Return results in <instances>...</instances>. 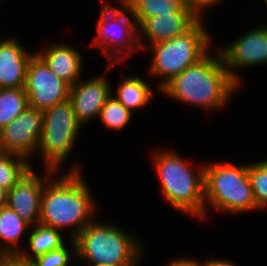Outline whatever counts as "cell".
I'll use <instances>...</instances> for the list:
<instances>
[{
	"label": "cell",
	"instance_id": "cell-5",
	"mask_svg": "<svg viewBox=\"0 0 267 266\" xmlns=\"http://www.w3.org/2000/svg\"><path fill=\"white\" fill-rule=\"evenodd\" d=\"M204 171L205 219L209 206L215 211L230 214L259 209L248 176V164L208 163Z\"/></svg>",
	"mask_w": 267,
	"mask_h": 266
},
{
	"label": "cell",
	"instance_id": "cell-28",
	"mask_svg": "<svg viewBox=\"0 0 267 266\" xmlns=\"http://www.w3.org/2000/svg\"><path fill=\"white\" fill-rule=\"evenodd\" d=\"M166 266H201V262L195 260L194 258H174L169 261Z\"/></svg>",
	"mask_w": 267,
	"mask_h": 266
},
{
	"label": "cell",
	"instance_id": "cell-4",
	"mask_svg": "<svg viewBox=\"0 0 267 266\" xmlns=\"http://www.w3.org/2000/svg\"><path fill=\"white\" fill-rule=\"evenodd\" d=\"M95 220L74 239L76 259L87 261L89 266H137L145 253L142 240L114 223Z\"/></svg>",
	"mask_w": 267,
	"mask_h": 266
},
{
	"label": "cell",
	"instance_id": "cell-12",
	"mask_svg": "<svg viewBox=\"0 0 267 266\" xmlns=\"http://www.w3.org/2000/svg\"><path fill=\"white\" fill-rule=\"evenodd\" d=\"M30 168L24 176L8 191L7 206L31 226L40 220L41 195L45 183L56 171L45 168L42 178ZM44 176V177H43Z\"/></svg>",
	"mask_w": 267,
	"mask_h": 266
},
{
	"label": "cell",
	"instance_id": "cell-16",
	"mask_svg": "<svg viewBox=\"0 0 267 266\" xmlns=\"http://www.w3.org/2000/svg\"><path fill=\"white\" fill-rule=\"evenodd\" d=\"M36 53L44 60L50 70L70 86L80 80L83 69V57L76 47L58 43L45 47Z\"/></svg>",
	"mask_w": 267,
	"mask_h": 266
},
{
	"label": "cell",
	"instance_id": "cell-8",
	"mask_svg": "<svg viewBox=\"0 0 267 266\" xmlns=\"http://www.w3.org/2000/svg\"><path fill=\"white\" fill-rule=\"evenodd\" d=\"M82 125L70 99L43 111V128L36 153L47 169L58 172L70 156Z\"/></svg>",
	"mask_w": 267,
	"mask_h": 266
},
{
	"label": "cell",
	"instance_id": "cell-9",
	"mask_svg": "<svg viewBox=\"0 0 267 266\" xmlns=\"http://www.w3.org/2000/svg\"><path fill=\"white\" fill-rule=\"evenodd\" d=\"M70 85L57 77L35 53L29 60L24 90L28 106L41 111L69 99Z\"/></svg>",
	"mask_w": 267,
	"mask_h": 266
},
{
	"label": "cell",
	"instance_id": "cell-14",
	"mask_svg": "<svg viewBox=\"0 0 267 266\" xmlns=\"http://www.w3.org/2000/svg\"><path fill=\"white\" fill-rule=\"evenodd\" d=\"M200 18L193 11H178L147 18L139 27V46L145 50L146 42L141 41L143 38L150 44H155L164 40L183 35L189 31Z\"/></svg>",
	"mask_w": 267,
	"mask_h": 266
},
{
	"label": "cell",
	"instance_id": "cell-17",
	"mask_svg": "<svg viewBox=\"0 0 267 266\" xmlns=\"http://www.w3.org/2000/svg\"><path fill=\"white\" fill-rule=\"evenodd\" d=\"M28 237V247L24 251H20L18 254L31 262L36 257L43 255L49 251L60 249L66 243L60 231L57 229L38 223L30 227Z\"/></svg>",
	"mask_w": 267,
	"mask_h": 266
},
{
	"label": "cell",
	"instance_id": "cell-13",
	"mask_svg": "<svg viewBox=\"0 0 267 266\" xmlns=\"http://www.w3.org/2000/svg\"><path fill=\"white\" fill-rule=\"evenodd\" d=\"M112 95V87L104 75L81 79L70 86L69 99L77 121L84 125L91 119H98L102 107Z\"/></svg>",
	"mask_w": 267,
	"mask_h": 266
},
{
	"label": "cell",
	"instance_id": "cell-26",
	"mask_svg": "<svg viewBox=\"0 0 267 266\" xmlns=\"http://www.w3.org/2000/svg\"><path fill=\"white\" fill-rule=\"evenodd\" d=\"M186 6L191 9L200 19H203V12L210 9L224 0H184ZM204 10V11H203Z\"/></svg>",
	"mask_w": 267,
	"mask_h": 266
},
{
	"label": "cell",
	"instance_id": "cell-25",
	"mask_svg": "<svg viewBox=\"0 0 267 266\" xmlns=\"http://www.w3.org/2000/svg\"><path fill=\"white\" fill-rule=\"evenodd\" d=\"M72 244L71 250H68L66 244L60 249L49 251L43 255L36 257L31 261L32 266H69L71 260L76 259V243L75 240H68Z\"/></svg>",
	"mask_w": 267,
	"mask_h": 266
},
{
	"label": "cell",
	"instance_id": "cell-20",
	"mask_svg": "<svg viewBox=\"0 0 267 266\" xmlns=\"http://www.w3.org/2000/svg\"><path fill=\"white\" fill-rule=\"evenodd\" d=\"M131 9L138 27L147 19L178 11H192L184 0H123Z\"/></svg>",
	"mask_w": 267,
	"mask_h": 266
},
{
	"label": "cell",
	"instance_id": "cell-3",
	"mask_svg": "<svg viewBox=\"0 0 267 266\" xmlns=\"http://www.w3.org/2000/svg\"><path fill=\"white\" fill-rule=\"evenodd\" d=\"M152 163L162 194L171 207L183 214L205 218V166L191 168L190 162L172 150L154 151Z\"/></svg>",
	"mask_w": 267,
	"mask_h": 266
},
{
	"label": "cell",
	"instance_id": "cell-22",
	"mask_svg": "<svg viewBox=\"0 0 267 266\" xmlns=\"http://www.w3.org/2000/svg\"><path fill=\"white\" fill-rule=\"evenodd\" d=\"M31 168L30 162L19 155L0 150V186L10 190Z\"/></svg>",
	"mask_w": 267,
	"mask_h": 266
},
{
	"label": "cell",
	"instance_id": "cell-10",
	"mask_svg": "<svg viewBox=\"0 0 267 266\" xmlns=\"http://www.w3.org/2000/svg\"><path fill=\"white\" fill-rule=\"evenodd\" d=\"M227 71L240 86L238 69L267 65V25H259L218 49Z\"/></svg>",
	"mask_w": 267,
	"mask_h": 266
},
{
	"label": "cell",
	"instance_id": "cell-30",
	"mask_svg": "<svg viewBox=\"0 0 267 266\" xmlns=\"http://www.w3.org/2000/svg\"><path fill=\"white\" fill-rule=\"evenodd\" d=\"M8 190L0 186V208L7 206Z\"/></svg>",
	"mask_w": 267,
	"mask_h": 266
},
{
	"label": "cell",
	"instance_id": "cell-7",
	"mask_svg": "<svg viewBox=\"0 0 267 266\" xmlns=\"http://www.w3.org/2000/svg\"><path fill=\"white\" fill-rule=\"evenodd\" d=\"M116 1L120 7L109 3L103 5L96 25V37L89 45L102 49L103 56L109 61V70L117 63H124L132 52L141 50L139 29L131 9L123 0Z\"/></svg>",
	"mask_w": 267,
	"mask_h": 266
},
{
	"label": "cell",
	"instance_id": "cell-18",
	"mask_svg": "<svg viewBox=\"0 0 267 266\" xmlns=\"http://www.w3.org/2000/svg\"><path fill=\"white\" fill-rule=\"evenodd\" d=\"M31 225L8 206L0 208V254H18L21 236Z\"/></svg>",
	"mask_w": 267,
	"mask_h": 266
},
{
	"label": "cell",
	"instance_id": "cell-23",
	"mask_svg": "<svg viewBox=\"0 0 267 266\" xmlns=\"http://www.w3.org/2000/svg\"><path fill=\"white\" fill-rule=\"evenodd\" d=\"M113 96L112 90V95L102 107L98 118L106 128L118 132L125 129L128 123L130 124L129 121H131L134 112L127 109Z\"/></svg>",
	"mask_w": 267,
	"mask_h": 266
},
{
	"label": "cell",
	"instance_id": "cell-1",
	"mask_svg": "<svg viewBox=\"0 0 267 266\" xmlns=\"http://www.w3.org/2000/svg\"><path fill=\"white\" fill-rule=\"evenodd\" d=\"M79 165L77 161L60 176V171L56 172V178L51 177L45 183L41 195L39 223L61 232L70 228V240L94 219L97 209Z\"/></svg>",
	"mask_w": 267,
	"mask_h": 266
},
{
	"label": "cell",
	"instance_id": "cell-11",
	"mask_svg": "<svg viewBox=\"0 0 267 266\" xmlns=\"http://www.w3.org/2000/svg\"><path fill=\"white\" fill-rule=\"evenodd\" d=\"M43 128V111L27 108L0 129V150L26 158L36 154Z\"/></svg>",
	"mask_w": 267,
	"mask_h": 266
},
{
	"label": "cell",
	"instance_id": "cell-31",
	"mask_svg": "<svg viewBox=\"0 0 267 266\" xmlns=\"http://www.w3.org/2000/svg\"><path fill=\"white\" fill-rule=\"evenodd\" d=\"M264 1V4L266 5V7H267V0H263Z\"/></svg>",
	"mask_w": 267,
	"mask_h": 266
},
{
	"label": "cell",
	"instance_id": "cell-29",
	"mask_svg": "<svg viewBox=\"0 0 267 266\" xmlns=\"http://www.w3.org/2000/svg\"><path fill=\"white\" fill-rule=\"evenodd\" d=\"M201 266H235V264L228 260L211 258L210 260L207 259L206 261L201 262Z\"/></svg>",
	"mask_w": 267,
	"mask_h": 266
},
{
	"label": "cell",
	"instance_id": "cell-15",
	"mask_svg": "<svg viewBox=\"0 0 267 266\" xmlns=\"http://www.w3.org/2000/svg\"><path fill=\"white\" fill-rule=\"evenodd\" d=\"M15 38L0 41V88H22L25 85L30 54Z\"/></svg>",
	"mask_w": 267,
	"mask_h": 266
},
{
	"label": "cell",
	"instance_id": "cell-6",
	"mask_svg": "<svg viewBox=\"0 0 267 266\" xmlns=\"http://www.w3.org/2000/svg\"><path fill=\"white\" fill-rule=\"evenodd\" d=\"M203 24L204 20L200 19L183 35L148 45L154 55L149 68L150 73L160 79L163 77L158 89L212 50L211 34Z\"/></svg>",
	"mask_w": 267,
	"mask_h": 266
},
{
	"label": "cell",
	"instance_id": "cell-27",
	"mask_svg": "<svg viewBox=\"0 0 267 266\" xmlns=\"http://www.w3.org/2000/svg\"><path fill=\"white\" fill-rule=\"evenodd\" d=\"M27 261L19 254H0V266H30Z\"/></svg>",
	"mask_w": 267,
	"mask_h": 266
},
{
	"label": "cell",
	"instance_id": "cell-21",
	"mask_svg": "<svg viewBox=\"0 0 267 266\" xmlns=\"http://www.w3.org/2000/svg\"><path fill=\"white\" fill-rule=\"evenodd\" d=\"M28 106L27 94L22 88H0V129L11 123Z\"/></svg>",
	"mask_w": 267,
	"mask_h": 266
},
{
	"label": "cell",
	"instance_id": "cell-19",
	"mask_svg": "<svg viewBox=\"0 0 267 266\" xmlns=\"http://www.w3.org/2000/svg\"><path fill=\"white\" fill-rule=\"evenodd\" d=\"M153 89L140 77L131 75L121 79L115 90V98L131 112L144 108L154 97Z\"/></svg>",
	"mask_w": 267,
	"mask_h": 266
},
{
	"label": "cell",
	"instance_id": "cell-24",
	"mask_svg": "<svg viewBox=\"0 0 267 266\" xmlns=\"http://www.w3.org/2000/svg\"><path fill=\"white\" fill-rule=\"evenodd\" d=\"M248 176L260 209L267 207V159L248 164Z\"/></svg>",
	"mask_w": 267,
	"mask_h": 266
},
{
	"label": "cell",
	"instance_id": "cell-2",
	"mask_svg": "<svg viewBox=\"0 0 267 266\" xmlns=\"http://www.w3.org/2000/svg\"><path fill=\"white\" fill-rule=\"evenodd\" d=\"M210 53L174 76L160 92L173 100L205 110L224 108L240 86L227 71L219 50Z\"/></svg>",
	"mask_w": 267,
	"mask_h": 266
}]
</instances>
